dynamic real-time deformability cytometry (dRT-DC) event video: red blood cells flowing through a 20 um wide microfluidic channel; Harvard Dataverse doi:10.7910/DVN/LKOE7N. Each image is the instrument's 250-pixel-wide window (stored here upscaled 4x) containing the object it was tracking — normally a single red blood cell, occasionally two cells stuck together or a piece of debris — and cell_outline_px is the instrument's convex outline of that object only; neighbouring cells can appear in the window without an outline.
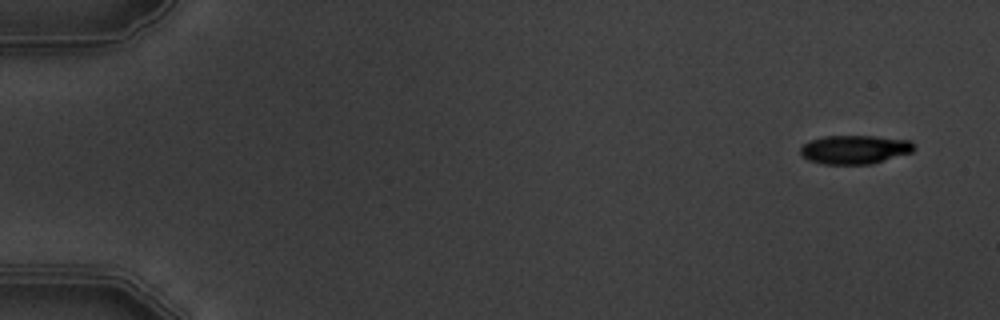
{"species": "common noctule bat (a hibernating species)", "species_latin": "Nyctalus noctula", "temperature_condition": "warm", "stored_images_in_passage": 6, "segment_of_instrument_passage": [1, 2], "camera_frame_rate_fps": 3000, "um_per_image_px": 0.085, "animal": {"sex": "male", "body_mass_g": 19.5, "forearm_length_mm": 54.6}, "frame": {"image": 1, "passage_image": 1, "time_ms": 0.0, "image_size_px": [1000, 320], "cell_outline_px": [[916, 148], [912, 152], [872, 164], [824, 164], [808, 160], [800, 152], [800, 148], [808, 140], [824, 136], [872, 136], [908, 140]], "centroid_in_image_um": [72.63, 12.71], "position_along_channel_um": 12.4, "area_um2": 18.96}}
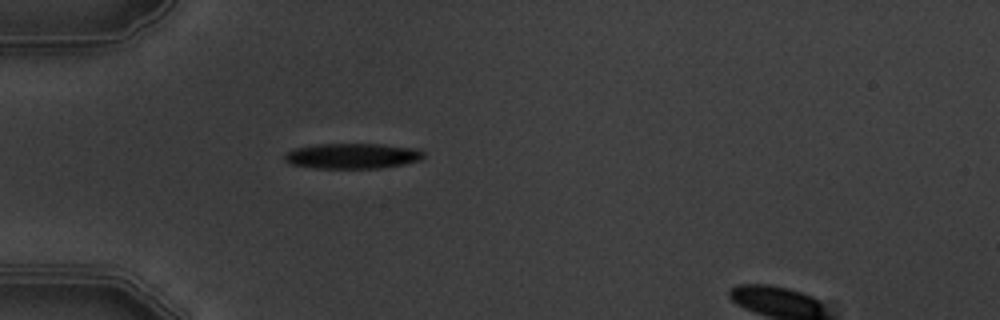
{"frame": {"image": 2, "passage_image": 5, "time_ms": 4.667, "image_size_px": [1000, 320], "cell_outline_px": [[424, 156], [420, 160], [404, 164], [380, 168], [312, 168], [288, 164], [284, 160], [284, 152], [292, 148], [316, 144], [380, 144], [416, 148], [424, 152]], "centroid_in_image_um": [29.88, 13.25], "position_along_channel_um": 55.1, "area_um2": 20.87}}